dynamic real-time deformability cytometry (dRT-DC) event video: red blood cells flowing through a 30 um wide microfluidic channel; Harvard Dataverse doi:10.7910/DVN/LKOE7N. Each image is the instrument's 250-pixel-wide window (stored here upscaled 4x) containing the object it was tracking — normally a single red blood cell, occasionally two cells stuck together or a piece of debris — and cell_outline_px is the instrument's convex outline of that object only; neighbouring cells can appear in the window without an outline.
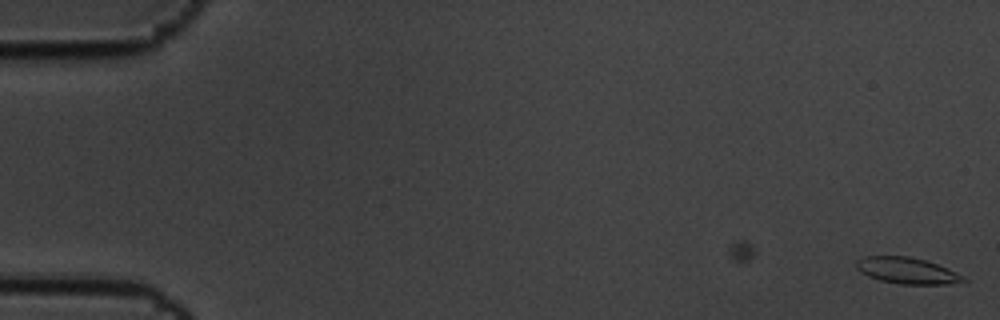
{"species": "common noctule bat (a hibernating species)", "species_latin": "Nyctalus noctula", "temperature_condition": "cold", "stored_images_in_passage": 2, "camera_frame_rate_fps": 3000, "um_per_image_px": 0.085, "animal": {"sex": "male", "body_mass_g": 19.5, "forearm_length_mm": 54.6}, "frame": {"image": 1, "passage_image": 2, "time_ms": 0.333, "image_size_px": [1000, 320], "cell_outline_px": [[968, 280], [944, 284], [900, 284], [880, 280], [868, 276], [860, 272], [856, 268], [856, 260], [864, 256], [908, 256], [924, 260], [948, 268], [964, 276]], "centroid_in_image_um": [77.06, 23.0], "position_along_channel_um": 7.9, "area_um2": 16.3}}